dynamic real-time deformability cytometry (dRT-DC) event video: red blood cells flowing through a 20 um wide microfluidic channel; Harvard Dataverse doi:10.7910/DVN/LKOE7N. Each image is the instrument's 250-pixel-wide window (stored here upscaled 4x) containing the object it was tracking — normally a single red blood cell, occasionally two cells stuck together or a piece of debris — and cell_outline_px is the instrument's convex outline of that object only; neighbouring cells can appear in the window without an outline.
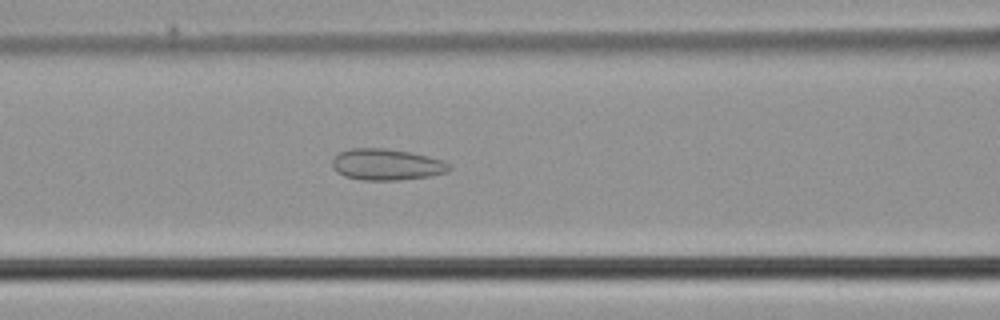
{"species": "common noctule bat (a hibernating species)", "species_latin": "Nyctalus noctula", "temperature_condition": "cold", "stored_images_in_passage": 39, "camera_frame_rate_fps": 3000, "um_per_image_px": 0.085, "animal": {"sex": "male", "body_mass_g": 21.5, "forearm_length_mm": 52.0}, "frame": {"image": 1, "passage_image": 16, "time_ms": 5.0, "image_size_px": [1000, 320], "cell_outline_px": [[452, 168], [448, 172], [432, 176], [400, 180], [360, 180], [344, 176], [336, 172], [332, 168], [332, 160], [340, 152], [352, 148], [384, 148], [408, 152], [428, 156], [452, 164]], "centroid_in_image_um": [32.87, 14.0], "position_along_channel_um": 133.7, "area_um2": 21.5}}
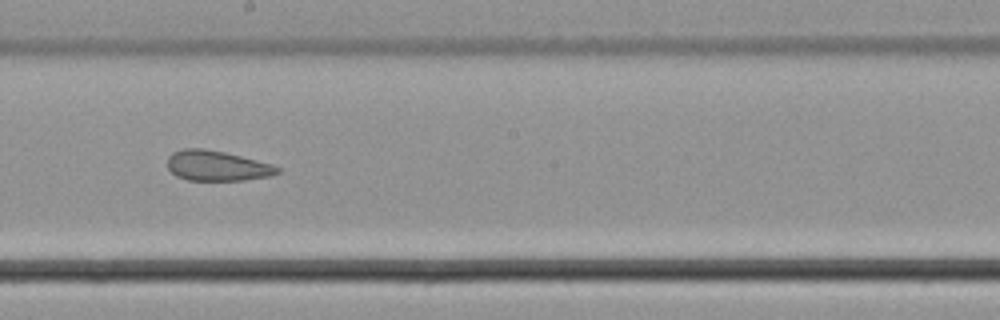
{"frame": {"image": 2, "passage_image": 23, "time_ms": 7.333, "image_size_px": [1000, 320], "cell_outline_px": [[280, 172], [272, 176], [244, 180], [188, 180], [176, 176], [168, 168], [168, 156], [172, 152], [184, 148], [204, 148], [224, 152], [272, 164], [280, 168]], "centroid_in_image_um": [18.44, 14.09], "position_along_channel_um": 229.8, "area_um2": 19.36}}
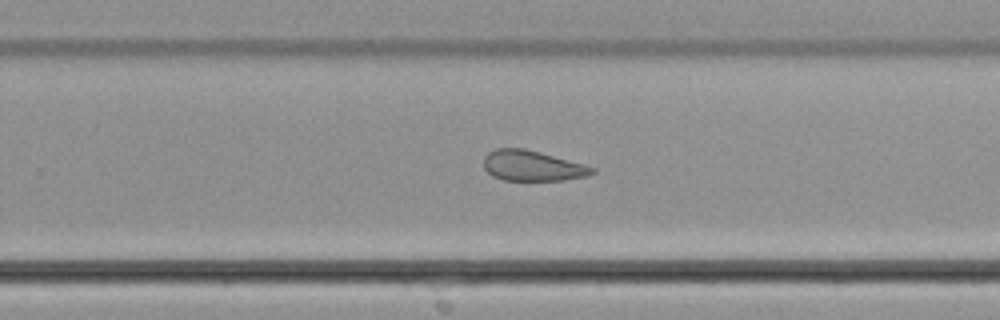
{"frame": {"image": 3, "passage_image": 27, "time_ms": 8.667, "image_size_px": [1000, 320], "cell_outline_px": [[596, 172], [588, 176], [564, 180], [504, 180], [492, 176], [484, 168], [484, 156], [488, 152], [496, 148], [524, 148], [540, 152], [584, 164], [596, 168]], "centroid_in_image_um": [45.26, 14.09], "position_along_channel_um": 284.5, "area_um2": 19.31}}